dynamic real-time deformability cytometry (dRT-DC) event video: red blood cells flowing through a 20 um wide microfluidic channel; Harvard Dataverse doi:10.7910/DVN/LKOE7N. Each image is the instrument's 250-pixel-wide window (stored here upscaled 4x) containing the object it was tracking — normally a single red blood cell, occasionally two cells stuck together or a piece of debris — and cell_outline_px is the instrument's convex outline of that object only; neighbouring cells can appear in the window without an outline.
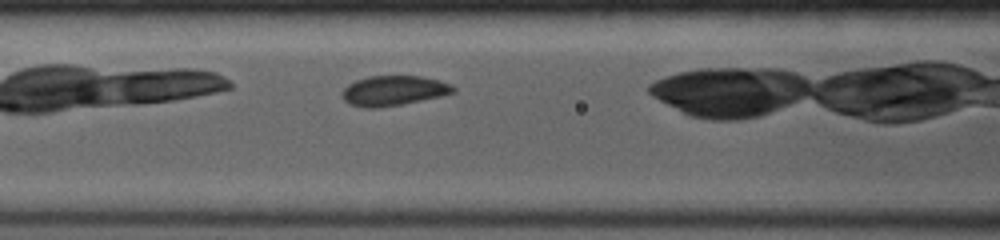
{"species": "common noctule bat (a hibernating species)", "species_latin": "Nyctalus noctula", "temperature_condition": "room temperature", "stored_images_in_passage": 12, "camera_frame_rate_fps": 4000, "um_per_image_px": 0.085, "animal": {"sex": "female", "body_mass_g": 19.0, "forearm_length_mm": 53.3}, "frame": {"image": 1, "passage_image": 4, "time_ms": 1.75, "image_size_px": [1000, 240], "cell_outline_px": [[456, 92], [440, 96], [380, 108], [364, 108], [348, 104], [340, 96], [340, 92], [348, 84], [356, 80], [368, 76], [420, 76], [440, 80], [452, 84], [456, 88]], "centroid_in_image_um": [33.42, 7.7], "position_along_channel_um": 133.2, "area_um2": 19.59}}
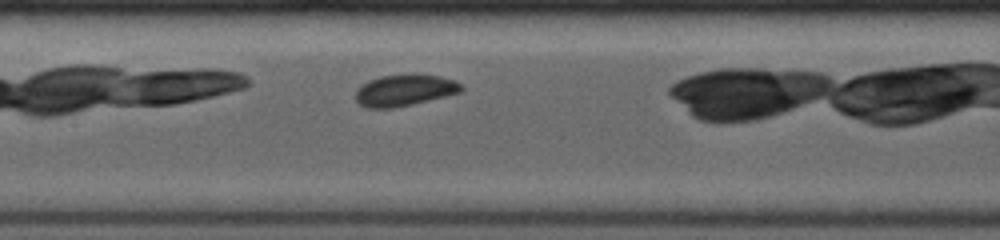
{"frame": {"image": 2, "passage_image": 6, "time_ms": 2.75, "image_size_px": [1000, 240], "cell_outline_px": [[464, 92], [412, 104], [392, 108], [368, 108], [360, 104], [356, 100], [356, 88], [360, 84], [368, 80], [380, 76], [412, 72], [416, 72], [440, 76], [456, 80], [464, 84]], "centroid_in_image_um": [34.44, 7.63], "position_along_channel_um": 173.0, "area_um2": 20.17}}